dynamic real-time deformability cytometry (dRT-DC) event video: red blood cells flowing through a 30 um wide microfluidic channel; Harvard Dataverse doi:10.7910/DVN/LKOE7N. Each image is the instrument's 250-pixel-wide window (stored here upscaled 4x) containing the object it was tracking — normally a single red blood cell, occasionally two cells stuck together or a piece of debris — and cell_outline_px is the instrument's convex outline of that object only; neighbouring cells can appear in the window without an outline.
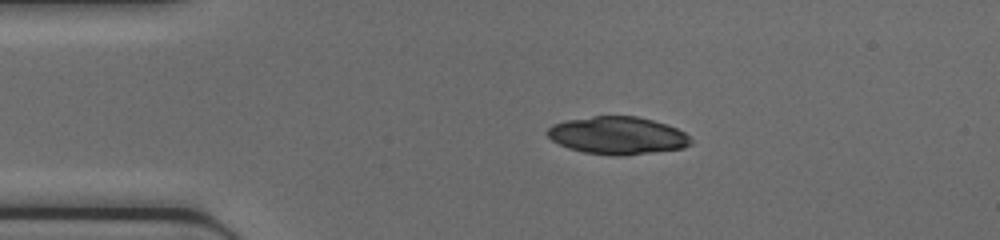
{"species": "common noctule bat (a hibernating species)", "species_latin": "Nyctalus noctula", "temperature_condition": "cold", "stored_images_in_passage": 37, "camera_frame_rate_fps": 3000, "um_per_image_px": 0.085, "animal": {"sex": "female", "body_mass_g": 17.0, "forearm_length_mm": 48.0}, "frame": {"image": 1, "passage_image": 1, "time_ms": 0.0, "image_size_px": [1000, 240], "cell_outline_px": [[692, 144], [684, 148], [620, 156], [616, 156], [584, 152], [568, 148], [552, 140], [548, 136], [548, 128], [552, 124], [568, 120], [592, 116], [636, 116], [652, 120], [676, 128], [684, 132], [692, 140]], "centroid_in_image_um": [52.5, 11.52], "position_along_channel_um": 32.5, "area_um2": 31.21}}